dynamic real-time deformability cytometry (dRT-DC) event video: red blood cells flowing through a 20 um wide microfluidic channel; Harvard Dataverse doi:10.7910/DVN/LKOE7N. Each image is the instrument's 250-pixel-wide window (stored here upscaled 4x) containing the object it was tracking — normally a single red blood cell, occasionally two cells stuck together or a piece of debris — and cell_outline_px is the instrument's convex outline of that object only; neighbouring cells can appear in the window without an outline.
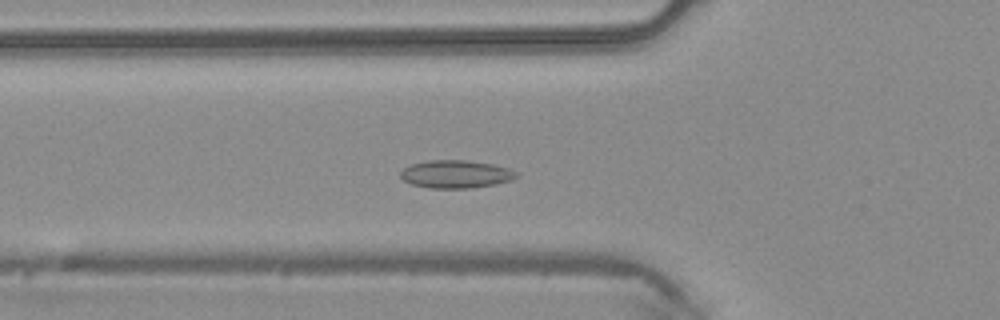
{"species": "common noctule bat (a hibernating species)", "species_latin": "Nyctalus noctula", "temperature_condition": "warm", "stored_images_in_passage": 44, "camera_frame_rate_fps": 3000, "um_per_image_px": 0.085, "animal": {"sex": "male", "body_mass_g": 20.4}, "frame": {"image": 1, "passage_image": 14, "time_ms": 4.333, "image_size_px": [1000, 320], "cell_outline_px": [[520, 176], [496, 184], [472, 188], [428, 188], [412, 184], [404, 180], [400, 176], [400, 172], [404, 168], [412, 164], [428, 160], [468, 160], [492, 164], [508, 168], [520, 172]], "centroid_in_image_um": [38.77, 14.8], "position_along_channel_um": 87.0, "area_um2": 18.9}}
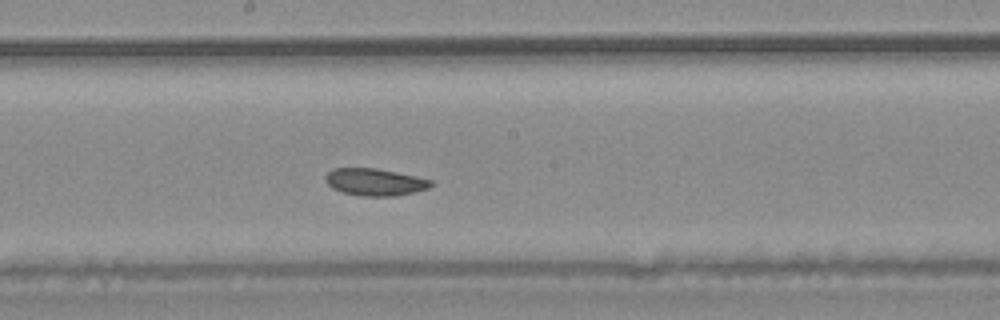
{"frame": {"image": 2, "passage_image": 23, "time_ms": 7.333, "image_size_px": [1000, 320], "cell_outline_px": [[432, 184], [428, 188], [416, 192], [396, 196], [360, 196], [340, 192], [332, 188], [324, 180], [324, 176], [332, 168], [376, 168], [416, 176], [432, 180]], "centroid_in_image_um": [31.83, 15.48], "position_along_channel_um": 216.4, "area_um2": 16.88}}
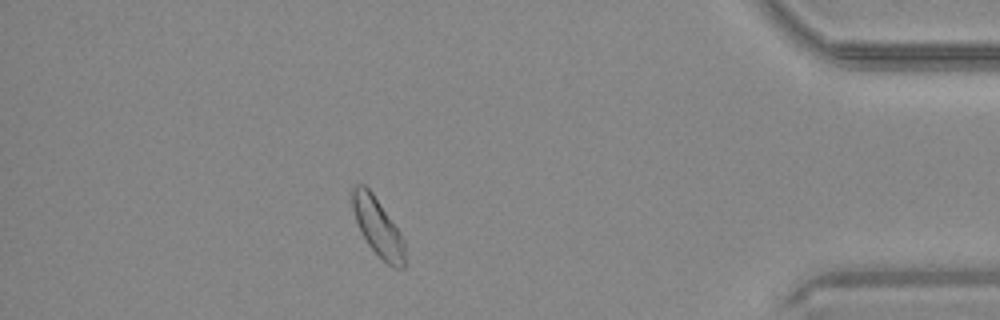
{"frame": {"image": 3, "passage_image": 39, "time_ms": 12.667, "image_size_px": [1000, 320], "cell_outline_px": [[404, 268], [392, 268], [368, 244], [356, 220], [352, 208], [352, 188], [356, 184], [364, 184], [372, 192], [400, 232], [404, 240]], "centroid_in_image_um": [32.11, 19.28], "position_along_channel_um": 403.1, "area_um2": 17.34}}